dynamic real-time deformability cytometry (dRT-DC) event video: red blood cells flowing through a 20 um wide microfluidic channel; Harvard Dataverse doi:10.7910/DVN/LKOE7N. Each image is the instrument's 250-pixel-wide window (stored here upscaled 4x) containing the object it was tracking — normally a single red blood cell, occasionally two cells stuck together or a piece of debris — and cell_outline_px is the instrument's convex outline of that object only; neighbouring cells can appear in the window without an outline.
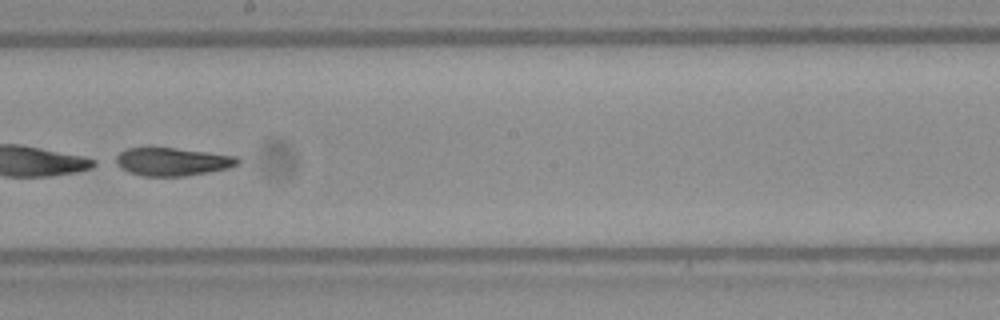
{"species": "Egyptian fruit bat (a non-hibernating species)", "species_latin": "Rousettus aegyptiacus", "temperature_condition": "warm", "stored_images_in_passage": 47, "camera_frame_rate_fps": 3000, "um_per_image_px": 0.085, "frame": {"image": 1, "passage_image": 29, "time_ms": 9.333, "image_size_px": [1000, 320], "cell_outline_px": [[240, 164], [228, 168], [208, 172], [184, 176], [144, 176], [128, 172], [112, 164], [108, 160], [120, 152], [128, 148], [172, 148], [208, 152], [236, 156], [240, 160]], "centroid_in_image_um": [14.56, 13.75], "position_along_channel_um": 233.6, "area_um2": 20.23}}